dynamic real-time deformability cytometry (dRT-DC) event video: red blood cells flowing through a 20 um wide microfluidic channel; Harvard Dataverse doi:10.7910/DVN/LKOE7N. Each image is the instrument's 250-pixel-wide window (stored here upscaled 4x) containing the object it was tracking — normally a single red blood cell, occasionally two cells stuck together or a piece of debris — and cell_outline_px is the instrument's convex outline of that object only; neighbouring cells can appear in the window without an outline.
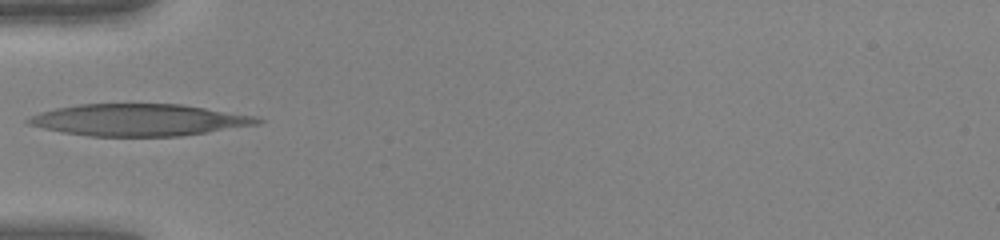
{"species": "human", "species_latin": "Homo sapiens", "temperature_condition": "warm", "stored_images_in_passage": 15, "camera_frame_rate_fps": 3000, "um_per_image_px": 0.085, "donor": {"sex": "female"}, "frame": {"image": 1, "passage_image": 1, "time_ms": 0.0, "image_size_px": [1000, 240], "cell_outline_px": [[264, 120], [260, 124], [180, 136], [88, 136], [64, 132], [44, 128], [28, 124], [24, 120], [40, 112], [56, 108], [80, 104], [180, 104], [256, 116]], "centroid_in_image_um": [11.82, 10.19], "position_along_channel_um": 73.2, "area_um2": 42.31}}